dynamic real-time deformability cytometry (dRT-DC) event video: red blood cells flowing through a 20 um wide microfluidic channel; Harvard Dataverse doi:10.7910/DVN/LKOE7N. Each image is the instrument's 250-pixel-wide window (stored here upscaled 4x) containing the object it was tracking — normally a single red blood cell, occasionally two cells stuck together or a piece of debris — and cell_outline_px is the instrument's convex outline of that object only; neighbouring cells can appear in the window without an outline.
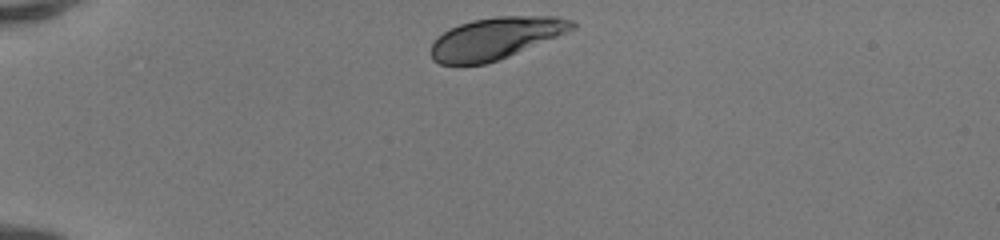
{"species": "human", "species_latin": "Homo sapiens", "temperature_condition": "room temperature", "stored_images_in_passage": 33, "camera_frame_rate_fps": 3000, "um_per_image_px": 0.085, "donor": {"sex": "female"}, "frame": {"image": 1, "passage_image": 1, "time_ms": 0.0, "image_size_px": [1000, 240], "cell_outline_px": [[576, 28], [508, 56], [484, 64], [440, 64], [432, 60], [432, 44], [444, 32], [460, 24], [472, 20], [496, 16], [556, 16], [572, 20], [576, 24]], "centroid_in_image_um": [42.15, 3.24], "position_along_channel_um": 42.9, "area_um2": 33.76}}
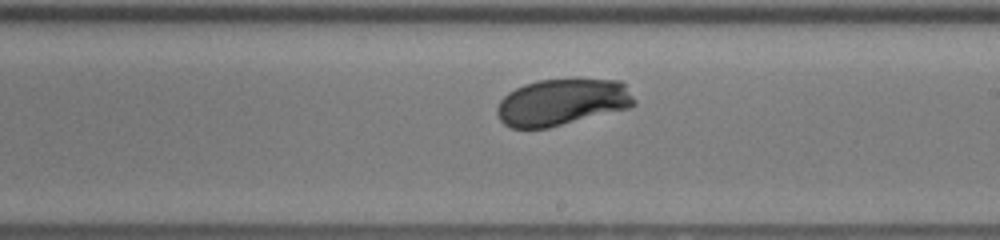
{"frame": {"image": 2, "passage_image": 19, "time_ms": 6.0, "image_size_px": [1000, 240], "cell_outline_px": [[636, 104], [628, 108], [548, 128], [512, 128], [504, 124], [500, 120], [496, 112], [496, 108], [500, 100], [508, 92], [524, 84], [540, 80], [620, 80], [624, 84], [636, 100]], "centroid_in_image_um": [47.75, 8.69], "position_along_channel_um": 241.3, "area_um2": 36.99}}
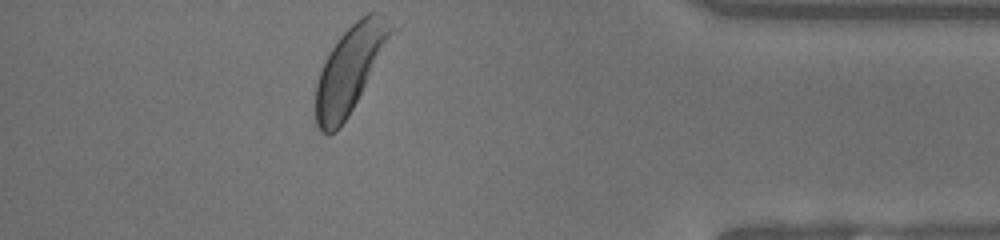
{"frame": {"image": 3, "passage_image": 33, "time_ms": 10.667, "image_size_px": [1000, 240], "cell_outline_px": [[404, 24], [348, 116], [340, 128], [336, 132], [328, 136], [320, 132], [316, 128], [312, 108], [316, 84], [324, 60], [340, 36], [360, 16], [368, 12], [380, 12]], "centroid_in_image_um": [29.86, 5.82], "position_along_channel_um": 405.3, "area_um2": 40.58}, "authors_computed_cell_mechanics": {"area_um2": 37.4544, "velocity_mm_per_s": 4.1419, "shape_relaxation_time_tau1_ms": 1.6579, "shape_relaxation_time_tau2_ms": null, "deformation_change_tau1": 0.1177, "deformation_change_tau2": null}}